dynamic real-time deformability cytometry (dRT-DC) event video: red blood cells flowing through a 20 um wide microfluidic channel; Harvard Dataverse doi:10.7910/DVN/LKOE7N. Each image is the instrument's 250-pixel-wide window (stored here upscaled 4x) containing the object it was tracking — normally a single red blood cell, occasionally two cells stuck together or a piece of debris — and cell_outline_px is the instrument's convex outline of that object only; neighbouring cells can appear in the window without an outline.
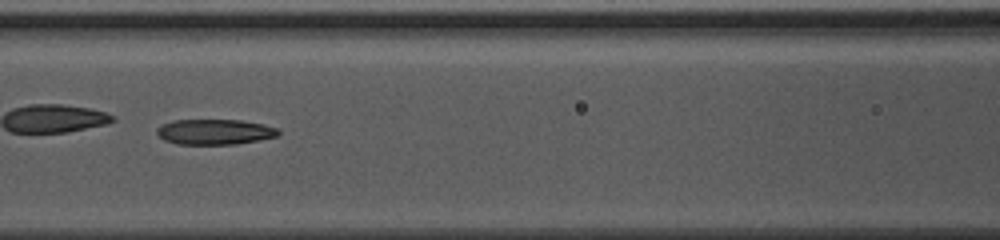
{"species": "common noctule bat (a hibernating species)", "species_latin": "Nyctalus noctula", "temperature_condition": "warm", "stored_images_in_passage": 45, "camera_frame_rate_fps": 3000, "um_per_image_px": 0.085, "animal": {"sex": "female", "body_mass_g": 10.0, "forearm_length_mm": 53.1}, "frame": {"image": 1, "passage_image": 20, "time_ms": 6.333, "image_size_px": [1000, 240], "cell_outline_px": [[280, 136], [260, 140], [236, 144], [176, 144], [164, 140], [156, 132], [156, 128], [160, 124], [172, 120], [240, 120], [280, 128]], "centroid_in_image_um": [18.26, 11.21], "position_along_channel_um": 148.3, "area_um2": 18.15}}
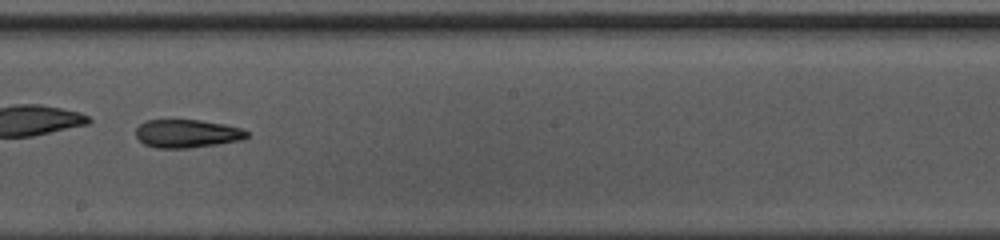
{"frame": {"image": 2, "passage_image": 26, "time_ms": 8.333, "image_size_px": [1000, 240], "cell_outline_px": [[248, 136], [240, 140], [220, 144], [188, 148], [156, 148], [144, 144], [136, 136], [136, 128], [144, 120], [200, 120], [224, 124], [240, 128], [248, 132]], "centroid_in_image_um": [15.88, 11.36], "position_along_channel_um": 232.3, "area_um2": 18.26}}
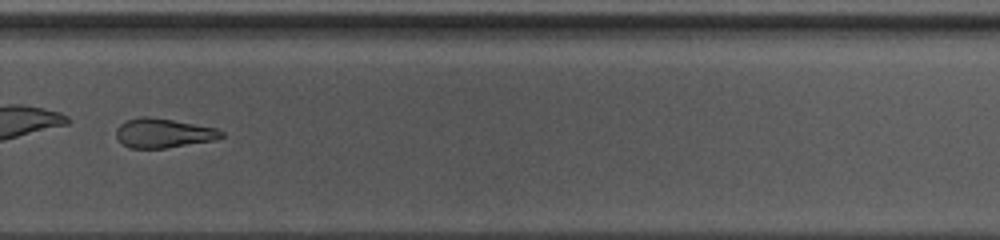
{"frame": {"image": 3, "passage_image": 32, "time_ms": 10.333, "image_size_px": [1000, 240], "cell_outline_px": [[224, 136], [212, 140], [164, 148], [128, 148], [116, 136], [116, 128], [120, 124], [128, 120], [140, 116], [148, 116], [172, 120], [216, 128], [224, 132]], "centroid_in_image_um": [13.86, 11.31], "position_along_channel_um": 315.9, "area_um2": 17.69}}